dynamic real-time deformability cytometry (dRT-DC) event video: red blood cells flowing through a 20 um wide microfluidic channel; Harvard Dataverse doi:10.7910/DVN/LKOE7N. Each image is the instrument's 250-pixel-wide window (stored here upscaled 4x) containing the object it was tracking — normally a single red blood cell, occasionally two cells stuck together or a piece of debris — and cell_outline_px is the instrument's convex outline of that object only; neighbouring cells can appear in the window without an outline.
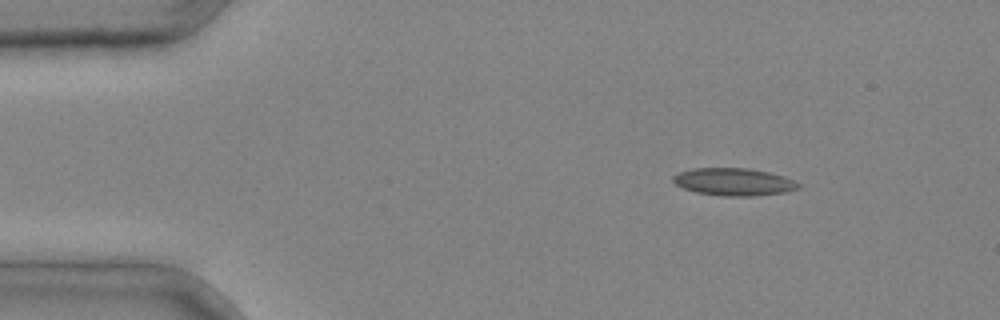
{"species": "common noctule bat (a hibernating species)", "species_latin": "Nyctalus noctula", "temperature_condition": "cold", "stored_images_in_passage": 3, "camera_frame_rate_fps": 3000, "um_per_image_px": 0.085, "animal": {"sex": "male", "body_mass_g": 20.4}, "frame": {"image": 1, "passage_image": 1, "time_ms": 0.0, "image_size_px": [1000, 320], "cell_outline_px": [[800, 188], [784, 192], [752, 196], [724, 196], [696, 192], [684, 188], [676, 184], [672, 180], [672, 176], [680, 172], [692, 168], [748, 168], [768, 172], [792, 180], [800, 184]], "centroid_in_image_um": [62.34, 15.45], "position_along_channel_um": 22.7, "area_um2": 19.83}}
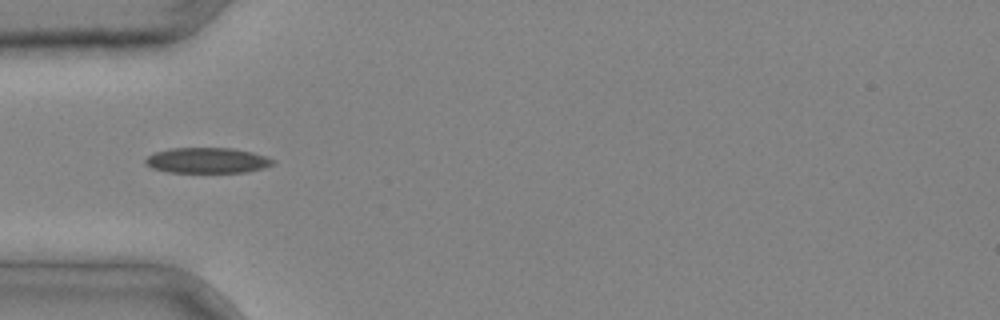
{"frame": {"image": 2, "passage_image": 3, "time_ms": 0.667, "image_size_px": [1000, 320], "cell_outline_px": [[276, 160], [272, 164], [264, 168], [248, 172], [168, 172], [152, 168], [144, 164], [144, 160], [152, 152], [168, 148], [232, 148], [252, 152]], "centroid_in_image_um": [17.57, 13.63], "position_along_channel_um": 67.4, "area_um2": 19.07}}